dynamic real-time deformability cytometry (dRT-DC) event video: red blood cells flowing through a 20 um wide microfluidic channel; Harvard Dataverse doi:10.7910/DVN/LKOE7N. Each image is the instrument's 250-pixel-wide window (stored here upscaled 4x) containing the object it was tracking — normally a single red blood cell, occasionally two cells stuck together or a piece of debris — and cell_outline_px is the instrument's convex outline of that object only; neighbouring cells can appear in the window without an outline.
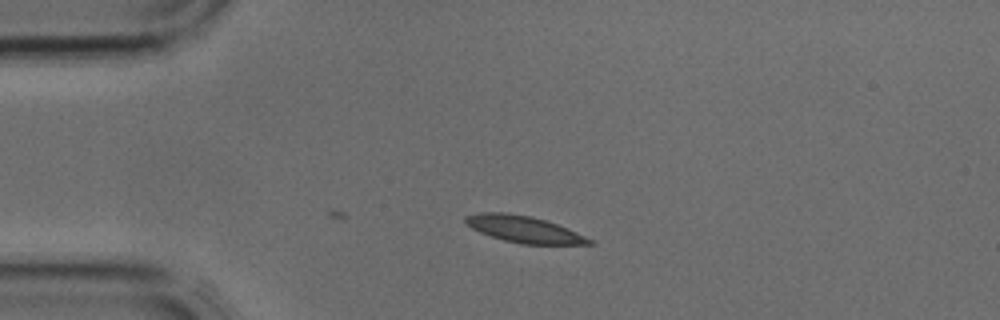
{"species": "common noctule bat (a hibernating species)", "species_latin": "Nyctalus noctula", "temperature_condition": "cold", "stored_images_in_passage": 3, "camera_frame_rate_fps": 3000, "um_per_image_px": 0.085, "animal": {"sex": "male", "body_mass_g": 17.9, "forearm_length_mm": 54.2}, "frame": {"image": 1, "passage_image": 2, "time_ms": 0.333, "image_size_px": [1000, 320], "cell_outline_px": [[596, 244], [520, 244], [504, 240], [480, 232], [472, 228], [464, 220], [464, 216], [480, 212], [504, 212], [528, 216], [544, 220], [568, 228], [592, 240]], "centroid_in_image_um": [44.52, 19.48], "position_along_channel_um": 40.5, "area_um2": 18.9}}
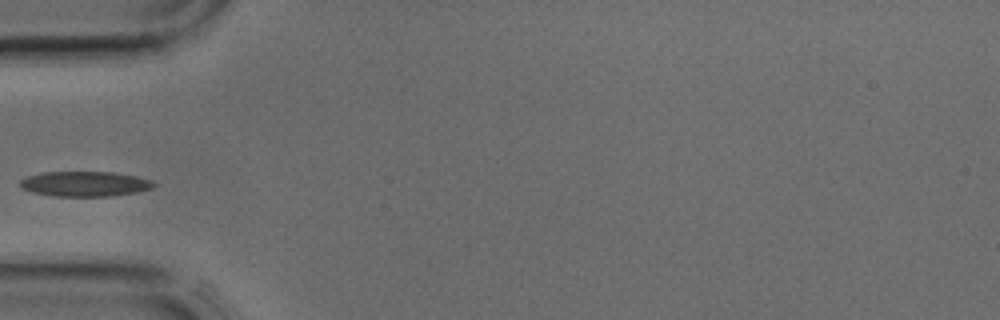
{"frame": {"image": 2, "passage_image": 3, "time_ms": 0.667, "image_size_px": [1000, 320], "cell_outline_px": [[156, 184], [152, 188], [136, 192], [112, 196], [52, 196], [32, 192], [24, 188], [20, 184], [20, 180], [28, 176], [44, 172], [116, 172], [136, 176], [152, 180]], "centroid_in_image_um": [7.25, 15.63], "position_along_channel_um": 77.8, "area_um2": 19.48}}